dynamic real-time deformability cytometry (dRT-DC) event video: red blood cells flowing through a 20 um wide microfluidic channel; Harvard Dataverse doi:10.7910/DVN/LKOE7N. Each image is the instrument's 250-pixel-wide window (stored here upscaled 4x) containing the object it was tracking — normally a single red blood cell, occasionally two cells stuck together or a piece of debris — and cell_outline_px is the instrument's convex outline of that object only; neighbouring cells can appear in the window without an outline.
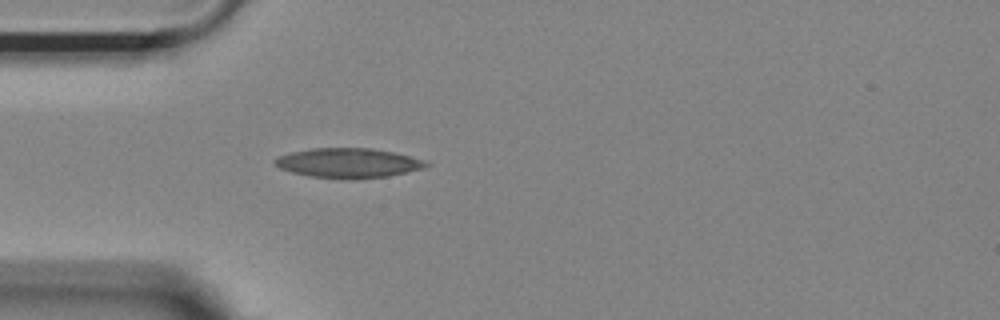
{"species": "Egyptian fruit bat (a non-hibernating species)", "species_latin": "Rousettus aegyptiacus", "temperature_condition": "room temperature", "stored_images_in_passage": 40, "camera_frame_rate_fps": 3000, "um_per_image_px": 0.085, "animal": {"sex": "female"}, "frame": {"image": 1, "passage_image": 1, "time_ms": 0.0, "image_size_px": [1000, 320], "cell_outline_px": [[432, 164], [424, 168], [388, 176], [312, 176], [292, 172], [280, 168], [272, 160], [280, 156], [292, 152], [312, 148], [372, 148], [392, 152], [424, 160]], "centroid_in_image_um": [29.62, 13.8], "position_along_channel_um": 55.4, "area_um2": 24.91}}
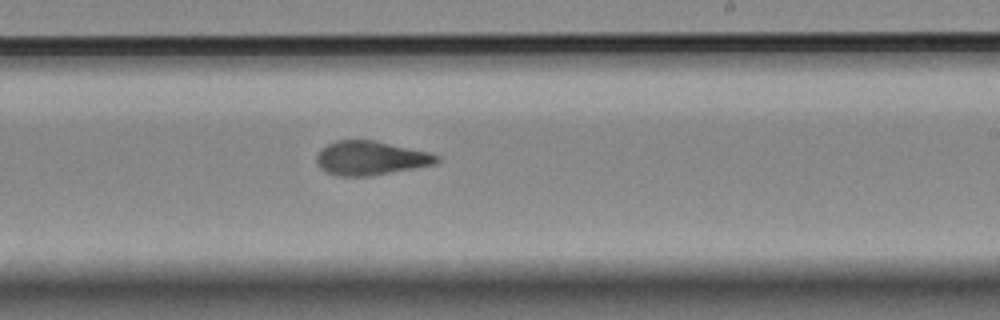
{"frame": {"image": 2, "passage_image": 18, "time_ms": 5.667, "image_size_px": [1000, 320], "cell_outline_px": [[440, 160], [436, 164], [416, 168], [368, 176], [336, 176], [320, 168], [316, 160], [316, 156], [320, 148], [336, 140], [372, 140], [428, 152], [440, 156]], "centroid_in_image_um": [31.49, 13.44], "position_along_channel_um": 257.5, "area_um2": 23.76}}
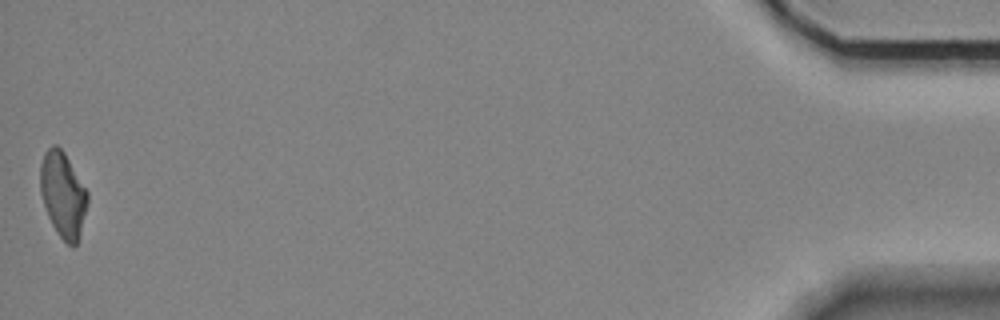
{"frame": {"image": 3, "passage_image": 40, "time_ms": 13.0, "image_size_px": [1000, 320], "cell_outline_px": [[88, 204], [80, 232], [76, 244], [72, 248], [56, 232], [48, 216], [40, 192], [40, 164], [44, 152], [52, 144], [56, 144], [64, 152], [88, 192]], "centroid_in_image_um": [5.34, 16.52], "position_along_channel_um": 429.9, "area_um2": 23.41}, "authors_computed_cell_mechanics": {"area_um2": 23.5824, "velocity_mm_per_s": 3.6503, "shape_relaxation_time_tau1_ms": 7.8446, "shape_relaxation_time_tau2_ms": 2.3077, "deformation_change_tau1": 0.1996, "deformation_change_tau2": 0.0963}}